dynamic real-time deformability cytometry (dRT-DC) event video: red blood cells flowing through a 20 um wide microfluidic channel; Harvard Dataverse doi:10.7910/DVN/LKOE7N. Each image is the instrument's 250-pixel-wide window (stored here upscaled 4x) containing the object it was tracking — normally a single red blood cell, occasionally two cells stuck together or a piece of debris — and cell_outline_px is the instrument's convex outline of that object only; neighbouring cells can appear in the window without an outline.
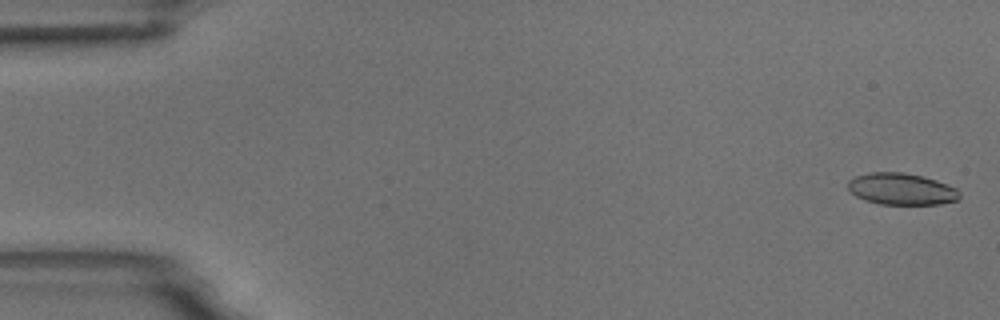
{"species": "common noctule bat (a hibernating species)", "species_latin": "Nyctalus noctula", "temperature_condition": "room temperature", "stored_images_in_passage": 5, "camera_frame_rate_fps": 3000, "um_per_image_px": 0.085, "animal": {"sex": "male", "body_mass_g": 18.8}, "frame": {"image": 1, "passage_image": 1, "time_ms": 0.0, "image_size_px": [1000, 320], "cell_outline_px": [[960, 196], [956, 200], [940, 204], [880, 204], [864, 200], [848, 192], [848, 180], [856, 176], [868, 172], [904, 172], [924, 176], [936, 180], [956, 188], [960, 192]], "centroid_in_image_um": [76.59, 16.06], "position_along_channel_um": 8.4, "area_um2": 20.75}}